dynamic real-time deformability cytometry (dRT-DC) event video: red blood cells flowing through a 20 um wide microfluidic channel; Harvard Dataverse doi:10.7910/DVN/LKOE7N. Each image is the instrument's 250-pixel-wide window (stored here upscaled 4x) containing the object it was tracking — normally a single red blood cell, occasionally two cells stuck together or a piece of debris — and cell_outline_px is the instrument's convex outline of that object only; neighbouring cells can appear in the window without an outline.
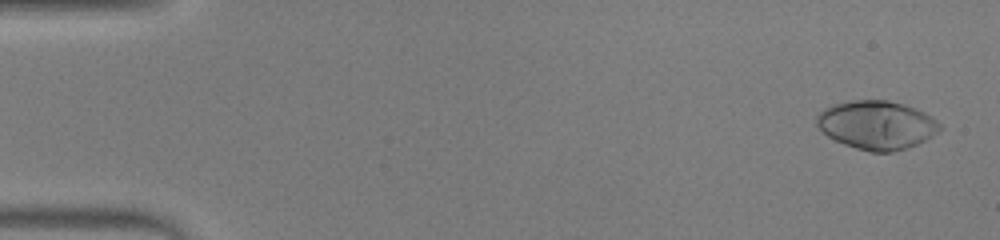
{"species": "human", "species_latin": "Homo sapiens", "temperature_condition": "warm", "stored_images_in_passage": 48, "camera_frame_rate_fps": 3000, "um_per_image_px": 0.085, "donor": {"sex": "male"}, "frame": {"image": 1, "passage_image": 2, "time_ms": 0.333, "image_size_px": [1000, 240], "cell_outline_px": [[944, 128], [932, 136], [908, 148], [888, 152], [872, 152], [856, 148], [844, 144], [828, 136], [816, 124], [816, 116], [824, 108], [832, 104], [852, 100], [888, 100], [904, 104], [924, 112], [936, 120]], "centroid_in_image_um": [74.52, 10.61], "position_along_channel_um": 10.5, "area_um2": 34.8}}
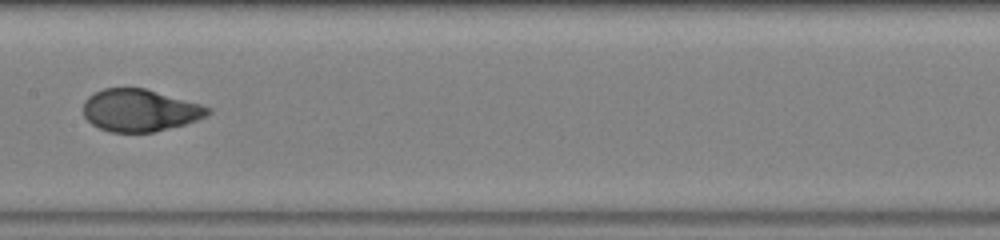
{"frame": {"image": 2, "passage_image": 25, "time_ms": 8.0, "image_size_px": [1000, 240], "cell_outline_px": [[212, 112], [196, 120], [184, 124], [152, 132], [112, 132], [100, 128], [92, 124], [84, 116], [84, 100], [88, 96], [104, 88], [144, 88], [200, 104], [212, 108]], "centroid_in_image_um": [11.87, 9.37], "position_along_channel_um": 195.5, "area_um2": 30.29}}
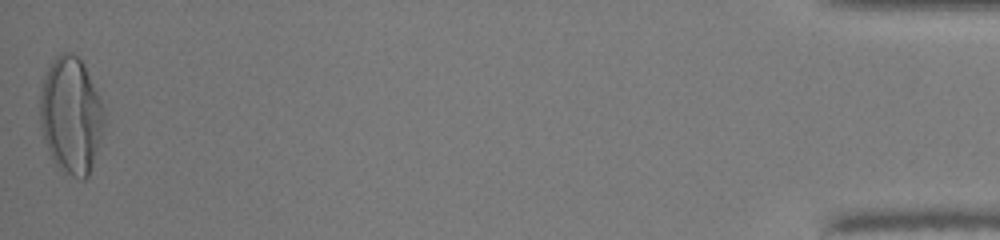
{"frame": {"image": 3, "passage_image": 48, "time_ms": 15.667, "image_size_px": [1000, 240], "cell_outline_px": [[104, 124], [92, 164], [88, 176], [84, 180], [80, 180], [64, 172], [52, 160], [44, 140], [40, 124], [40, 96], [44, 76], [52, 60], [60, 52], [72, 52], [84, 64], [104, 108]], "centroid_in_image_um": [6.01, 9.8], "position_along_channel_um": 429.2, "area_um2": 43.35}, "authors_computed_cell_mechanics": {"area_um2": 32.2524, "velocity_mm_per_s": 4.2965, "shape_relaxation_time_tau1_ms": 4.2705, "shape_relaxation_time_tau2_ms": null, "deformation_change_tau1": 0.2545, "deformation_change_tau2": null}}